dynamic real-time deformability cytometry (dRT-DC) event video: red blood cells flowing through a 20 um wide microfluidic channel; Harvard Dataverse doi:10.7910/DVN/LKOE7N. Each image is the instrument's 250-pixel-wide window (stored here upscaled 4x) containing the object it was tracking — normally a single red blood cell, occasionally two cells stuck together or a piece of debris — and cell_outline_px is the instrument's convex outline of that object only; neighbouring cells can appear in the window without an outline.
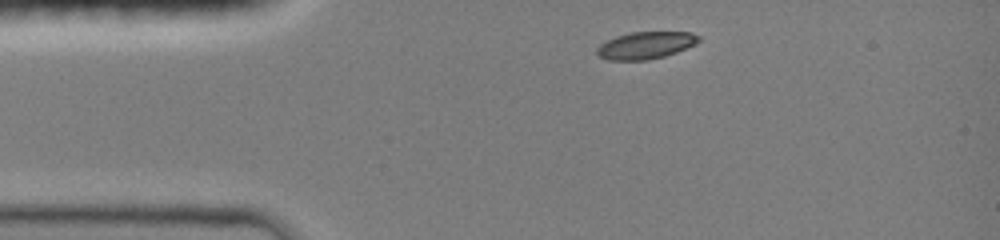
{"species": "common noctule bat (a hibernating species)", "species_latin": "Nyctalus noctula", "temperature_condition": "room temperature", "stored_images_in_passage": 23, "camera_frame_rate_fps": 3000, "um_per_image_px": 0.085, "animal": {"sex": "female", "body_mass_g": 19.0, "forearm_length_mm": 51.5}, "frame": {"image": 1, "passage_image": 1, "time_ms": 0.0, "image_size_px": [1000, 240], "cell_outline_px": [[700, 40], [696, 44], [676, 52], [664, 56], [648, 60], [608, 60], [600, 56], [596, 52], [596, 48], [600, 44], [616, 36], [632, 32], [692, 32], [700, 36]], "centroid_in_image_um": [54.89, 3.85], "position_along_channel_um": 30.1, "area_um2": 16.07}}
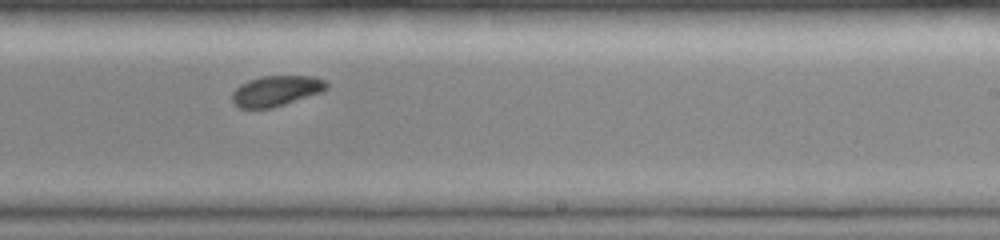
{"frame": {"image": 2, "passage_image": 14, "time_ms": 6.667, "image_size_px": [1000, 240], "cell_outline_px": [[328, 88], [320, 92], [272, 108], [240, 108], [232, 100], [232, 92], [240, 84], [248, 80], [260, 76], [316, 76], [324, 80], [328, 84]], "centroid_in_image_um": [23.46, 7.71], "position_along_channel_um": 265.5, "area_um2": 16.65}}
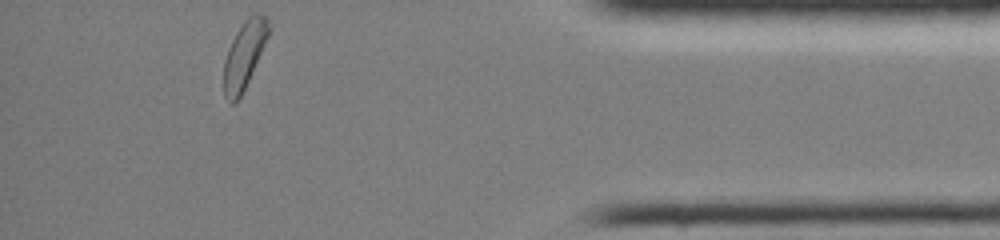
{"frame": {"image": 3, "passage_image": 23, "time_ms": 11.0, "image_size_px": [1000, 240], "cell_outline_px": [[272, 28], [248, 80], [240, 96], [232, 104], [224, 96], [224, 60], [228, 48], [236, 32], [244, 20], [248, 16], [256, 12], [264, 16], [268, 20]], "centroid_in_image_um": [20.77, 4.61], "position_along_channel_um": 414.4, "area_um2": 17.28}, "authors_computed_cell_mechanics": {"area_um2": 17.4556, "velocity_mm_per_s": 4.1228, "shape_relaxation_time_tau1_ms": 2.1829, "shape_relaxation_time_tau2_ms": null, "deformation_change_tau1": 0.0741, "deformation_change_tau2": null}}